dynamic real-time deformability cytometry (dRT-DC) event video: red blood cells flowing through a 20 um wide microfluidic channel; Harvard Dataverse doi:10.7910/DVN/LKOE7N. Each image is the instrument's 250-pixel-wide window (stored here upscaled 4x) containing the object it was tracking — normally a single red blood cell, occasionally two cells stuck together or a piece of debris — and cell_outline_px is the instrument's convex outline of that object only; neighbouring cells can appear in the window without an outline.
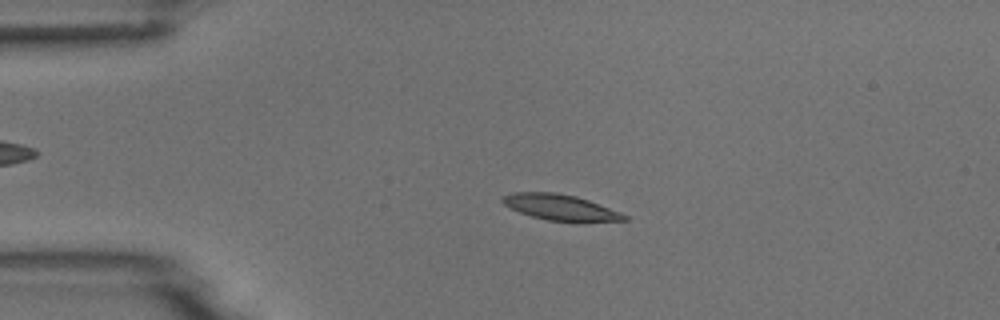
{"species": "common noctule bat (a hibernating species)", "species_latin": "Nyctalus noctula", "temperature_condition": "room temperature", "stored_images_in_passage": 5, "camera_frame_rate_fps": 3000, "um_per_image_px": 0.085, "animal": {"sex": "male", "body_mass_g": 18.8}, "frame": {"image": 1, "passage_image": 3, "time_ms": 2.333, "image_size_px": [1000, 320], "cell_outline_px": [[628, 220], [548, 220], [532, 216], [520, 212], [504, 204], [500, 200], [500, 196], [512, 192], [556, 192], [576, 196], [588, 200], [620, 212], [628, 216]], "centroid_in_image_um": [47.55, 17.58], "position_along_channel_um": 37.5, "area_um2": 17.74}}
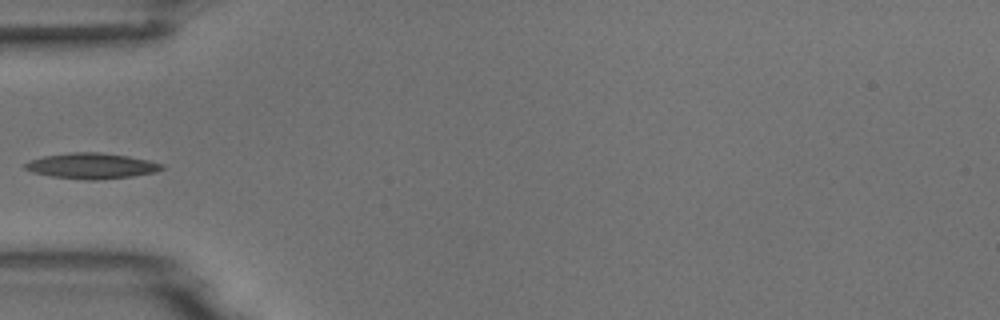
{"frame": {"image": 2, "passage_image": 5, "time_ms": 4.333, "image_size_px": [1000, 320], "cell_outline_px": [[164, 168], [156, 172], [132, 176], [96, 180], [88, 180], [52, 176], [32, 172], [24, 168], [24, 164], [28, 160], [44, 156], [68, 152], [100, 152], [128, 156], [148, 160], [164, 164]], "centroid_in_image_um": [7.78, 14.09], "position_along_channel_um": 77.2, "area_um2": 20.46}}